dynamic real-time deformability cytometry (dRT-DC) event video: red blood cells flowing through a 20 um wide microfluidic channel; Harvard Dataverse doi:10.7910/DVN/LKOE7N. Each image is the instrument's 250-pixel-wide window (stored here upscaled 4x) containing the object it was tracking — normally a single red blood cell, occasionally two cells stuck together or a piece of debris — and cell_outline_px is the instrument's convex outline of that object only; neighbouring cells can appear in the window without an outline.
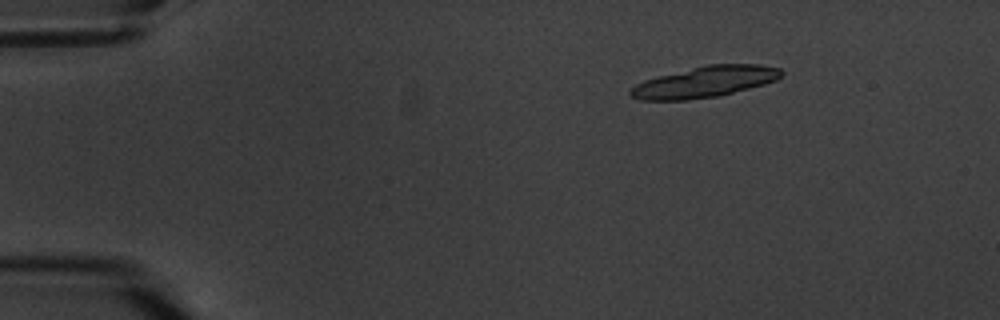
{"species": "common noctule bat (a hibernating species)", "species_latin": "Nyctalus noctula", "temperature_condition": "warm", "stored_images_in_passage": 8, "camera_frame_rate_fps": 3000, "um_per_image_px": 0.085, "animal": {"sex": "male", "body_mass_g": 20.1, "forearm_length_mm": 53.5}, "frame": {"image": 1, "passage_image": 1, "time_ms": 0.0, "image_size_px": [1000, 320], "cell_outline_px": [[784, 72], [776, 80], [764, 84], [720, 96], [688, 100], [640, 100], [628, 96], [628, 92], [636, 84], [644, 80], [708, 64], [760, 64], [780, 68]], "centroid_in_image_um": [59.91, 6.97], "position_along_channel_um": 25.1, "area_um2": 27.22}}